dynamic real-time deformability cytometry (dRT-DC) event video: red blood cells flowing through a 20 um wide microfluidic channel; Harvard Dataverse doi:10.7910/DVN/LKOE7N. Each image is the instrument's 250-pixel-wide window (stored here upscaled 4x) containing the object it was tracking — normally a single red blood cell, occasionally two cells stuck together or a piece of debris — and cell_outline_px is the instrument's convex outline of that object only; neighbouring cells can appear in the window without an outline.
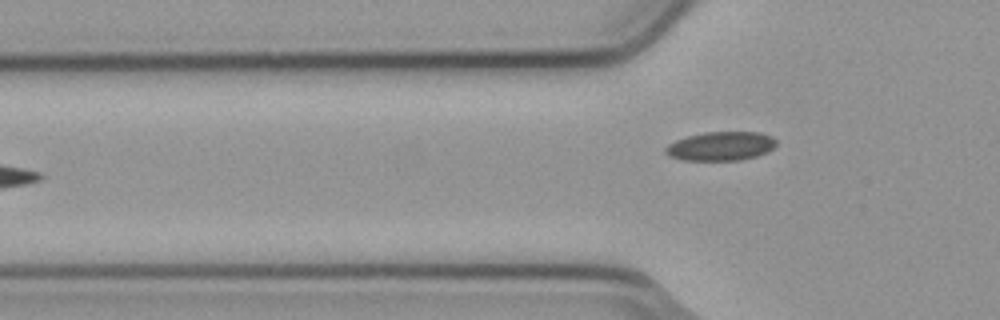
{"species": "common noctule bat (a hibernating species)", "species_latin": "Nyctalus noctula", "temperature_condition": "cold", "stored_images_in_passage": 5, "camera_frame_rate_fps": 3000, "um_per_image_px": 0.085, "animal": {"sex": "male", "body_mass_g": 23.1, "forearm_length_mm": 52.7}, "frame": {"image": 1, "passage_image": 5, "time_ms": 1.333, "image_size_px": [1000, 320], "cell_outline_px": [[776, 144], [768, 152], [756, 156], [740, 160], [684, 160], [668, 156], [664, 152], [664, 148], [668, 144], [676, 140], [688, 136], [704, 132], [760, 132], [772, 136], [776, 140]], "centroid_in_image_um": [61.26, 12.42], "position_along_channel_um": 64.5, "area_um2": 18.73}}